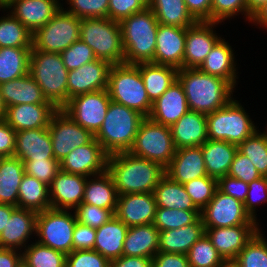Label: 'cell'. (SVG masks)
I'll return each mask as SVG.
<instances>
[{
    "instance_id": "cell-9",
    "label": "cell",
    "mask_w": 267,
    "mask_h": 267,
    "mask_svg": "<svg viewBox=\"0 0 267 267\" xmlns=\"http://www.w3.org/2000/svg\"><path fill=\"white\" fill-rule=\"evenodd\" d=\"M175 152L171 128L145 117L139 126L129 153L157 162L166 168Z\"/></svg>"
},
{
    "instance_id": "cell-17",
    "label": "cell",
    "mask_w": 267,
    "mask_h": 267,
    "mask_svg": "<svg viewBox=\"0 0 267 267\" xmlns=\"http://www.w3.org/2000/svg\"><path fill=\"white\" fill-rule=\"evenodd\" d=\"M111 66L107 61L96 59L68 71L67 103L74 96L107 89Z\"/></svg>"
},
{
    "instance_id": "cell-21",
    "label": "cell",
    "mask_w": 267,
    "mask_h": 267,
    "mask_svg": "<svg viewBox=\"0 0 267 267\" xmlns=\"http://www.w3.org/2000/svg\"><path fill=\"white\" fill-rule=\"evenodd\" d=\"M185 41L186 28L159 24L152 63L183 68Z\"/></svg>"
},
{
    "instance_id": "cell-16",
    "label": "cell",
    "mask_w": 267,
    "mask_h": 267,
    "mask_svg": "<svg viewBox=\"0 0 267 267\" xmlns=\"http://www.w3.org/2000/svg\"><path fill=\"white\" fill-rule=\"evenodd\" d=\"M258 224L205 228V234L226 262H233L245 245L259 231Z\"/></svg>"
},
{
    "instance_id": "cell-26",
    "label": "cell",
    "mask_w": 267,
    "mask_h": 267,
    "mask_svg": "<svg viewBox=\"0 0 267 267\" xmlns=\"http://www.w3.org/2000/svg\"><path fill=\"white\" fill-rule=\"evenodd\" d=\"M37 214L33 210L16 208L0 233V248L19 249L20 251L23 246L26 248L27 240L32 234H36Z\"/></svg>"
},
{
    "instance_id": "cell-13",
    "label": "cell",
    "mask_w": 267,
    "mask_h": 267,
    "mask_svg": "<svg viewBox=\"0 0 267 267\" xmlns=\"http://www.w3.org/2000/svg\"><path fill=\"white\" fill-rule=\"evenodd\" d=\"M48 130L52 139L54 158L61 162L73 149L90 143L95 135L77 124L62 109L51 117Z\"/></svg>"
},
{
    "instance_id": "cell-29",
    "label": "cell",
    "mask_w": 267,
    "mask_h": 267,
    "mask_svg": "<svg viewBox=\"0 0 267 267\" xmlns=\"http://www.w3.org/2000/svg\"><path fill=\"white\" fill-rule=\"evenodd\" d=\"M0 92L6 108L17 104H52L29 73L0 84Z\"/></svg>"
},
{
    "instance_id": "cell-1",
    "label": "cell",
    "mask_w": 267,
    "mask_h": 267,
    "mask_svg": "<svg viewBox=\"0 0 267 267\" xmlns=\"http://www.w3.org/2000/svg\"><path fill=\"white\" fill-rule=\"evenodd\" d=\"M107 172L118 195H123L153 192L165 175V168L129 152H119L108 156Z\"/></svg>"
},
{
    "instance_id": "cell-7",
    "label": "cell",
    "mask_w": 267,
    "mask_h": 267,
    "mask_svg": "<svg viewBox=\"0 0 267 267\" xmlns=\"http://www.w3.org/2000/svg\"><path fill=\"white\" fill-rule=\"evenodd\" d=\"M80 39L93 51L96 59L112 65L124 63V48L119 22L106 18H83Z\"/></svg>"
},
{
    "instance_id": "cell-65",
    "label": "cell",
    "mask_w": 267,
    "mask_h": 267,
    "mask_svg": "<svg viewBox=\"0 0 267 267\" xmlns=\"http://www.w3.org/2000/svg\"><path fill=\"white\" fill-rule=\"evenodd\" d=\"M16 208L17 206L0 204V233L4 230L7 220Z\"/></svg>"
},
{
    "instance_id": "cell-48",
    "label": "cell",
    "mask_w": 267,
    "mask_h": 267,
    "mask_svg": "<svg viewBox=\"0 0 267 267\" xmlns=\"http://www.w3.org/2000/svg\"><path fill=\"white\" fill-rule=\"evenodd\" d=\"M192 202L201 211L214 197L218 180L210 176L193 179L183 184Z\"/></svg>"
},
{
    "instance_id": "cell-20",
    "label": "cell",
    "mask_w": 267,
    "mask_h": 267,
    "mask_svg": "<svg viewBox=\"0 0 267 267\" xmlns=\"http://www.w3.org/2000/svg\"><path fill=\"white\" fill-rule=\"evenodd\" d=\"M157 204L153 192L118 195L114 215L126 226L146 225L154 222Z\"/></svg>"
},
{
    "instance_id": "cell-40",
    "label": "cell",
    "mask_w": 267,
    "mask_h": 267,
    "mask_svg": "<svg viewBox=\"0 0 267 267\" xmlns=\"http://www.w3.org/2000/svg\"><path fill=\"white\" fill-rule=\"evenodd\" d=\"M148 7L162 25L188 28L197 22L189 13L184 0H151Z\"/></svg>"
},
{
    "instance_id": "cell-15",
    "label": "cell",
    "mask_w": 267,
    "mask_h": 267,
    "mask_svg": "<svg viewBox=\"0 0 267 267\" xmlns=\"http://www.w3.org/2000/svg\"><path fill=\"white\" fill-rule=\"evenodd\" d=\"M108 154L94 138L90 143L73 149L61 162L60 170L85 177L107 171Z\"/></svg>"
},
{
    "instance_id": "cell-51",
    "label": "cell",
    "mask_w": 267,
    "mask_h": 267,
    "mask_svg": "<svg viewBox=\"0 0 267 267\" xmlns=\"http://www.w3.org/2000/svg\"><path fill=\"white\" fill-rule=\"evenodd\" d=\"M60 55L68 71L96 60L94 51L81 39L62 51Z\"/></svg>"
},
{
    "instance_id": "cell-31",
    "label": "cell",
    "mask_w": 267,
    "mask_h": 267,
    "mask_svg": "<svg viewBox=\"0 0 267 267\" xmlns=\"http://www.w3.org/2000/svg\"><path fill=\"white\" fill-rule=\"evenodd\" d=\"M198 69L203 73L225 79L234 87L237 84L235 56L231 46L225 39L221 38L214 45Z\"/></svg>"
},
{
    "instance_id": "cell-41",
    "label": "cell",
    "mask_w": 267,
    "mask_h": 267,
    "mask_svg": "<svg viewBox=\"0 0 267 267\" xmlns=\"http://www.w3.org/2000/svg\"><path fill=\"white\" fill-rule=\"evenodd\" d=\"M33 47L0 48V84L29 73V58Z\"/></svg>"
},
{
    "instance_id": "cell-39",
    "label": "cell",
    "mask_w": 267,
    "mask_h": 267,
    "mask_svg": "<svg viewBox=\"0 0 267 267\" xmlns=\"http://www.w3.org/2000/svg\"><path fill=\"white\" fill-rule=\"evenodd\" d=\"M17 208L37 213L51 208L49 186L35 177L24 174L18 189Z\"/></svg>"
},
{
    "instance_id": "cell-6",
    "label": "cell",
    "mask_w": 267,
    "mask_h": 267,
    "mask_svg": "<svg viewBox=\"0 0 267 267\" xmlns=\"http://www.w3.org/2000/svg\"><path fill=\"white\" fill-rule=\"evenodd\" d=\"M107 89L112 101L149 116L152 103L140 74V63L112 65Z\"/></svg>"
},
{
    "instance_id": "cell-66",
    "label": "cell",
    "mask_w": 267,
    "mask_h": 267,
    "mask_svg": "<svg viewBox=\"0 0 267 267\" xmlns=\"http://www.w3.org/2000/svg\"><path fill=\"white\" fill-rule=\"evenodd\" d=\"M251 22L260 25V27H267V3L253 15Z\"/></svg>"
},
{
    "instance_id": "cell-68",
    "label": "cell",
    "mask_w": 267,
    "mask_h": 267,
    "mask_svg": "<svg viewBox=\"0 0 267 267\" xmlns=\"http://www.w3.org/2000/svg\"><path fill=\"white\" fill-rule=\"evenodd\" d=\"M5 113H6V107L2 101L0 92V120H3L5 118Z\"/></svg>"
},
{
    "instance_id": "cell-10",
    "label": "cell",
    "mask_w": 267,
    "mask_h": 267,
    "mask_svg": "<svg viewBox=\"0 0 267 267\" xmlns=\"http://www.w3.org/2000/svg\"><path fill=\"white\" fill-rule=\"evenodd\" d=\"M77 218L68 210L49 208L36 217L38 243L60 251L66 255L73 251V230Z\"/></svg>"
},
{
    "instance_id": "cell-4",
    "label": "cell",
    "mask_w": 267,
    "mask_h": 267,
    "mask_svg": "<svg viewBox=\"0 0 267 267\" xmlns=\"http://www.w3.org/2000/svg\"><path fill=\"white\" fill-rule=\"evenodd\" d=\"M144 119L138 111L111 100L95 139L108 155L129 152Z\"/></svg>"
},
{
    "instance_id": "cell-11",
    "label": "cell",
    "mask_w": 267,
    "mask_h": 267,
    "mask_svg": "<svg viewBox=\"0 0 267 267\" xmlns=\"http://www.w3.org/2000/svg\"><path fill=\"white\" fill-rule=\"evenodd\" d=\"M81 19L62 7L33 34V47L50 53H61L80 39Z\"/></svg>"
},
{
    "instance_id": "cell-57",
    "label": "cell",
    "mask_w": 267,
    "mask_h": 267,
    "mask_svg": "<svg viewBox=\"0 0 267 267\" xmlns=\"http://www.w3.org/2000/svg\"><path fill=\"white\" fill-rule=\"evenodd\" d=\"M227 175L246 183H250L262 177L251 161L239 151L236 152Z\"/></svg>"
},
{
    "instance_id": "cell-70",
    "label": "cell",
    "mask_w": 267,
    "mask_h": 267,
    "mask_svg": "<svg viewBox=\"0 0 267 267\" xmlns=\"http://www.w3.org/2000/svg\"><path fill=\"white\" fill-rule=\"evenodd\" d=\"M260 134L265 138L266 142H267V130L263 131V133H261V131H259Z\"/></svg>"
},
{
    "instance_id": "cell-73",
    "label": "cell",
    "mask_w": 267,
    "mask_h": 267,
    "mask_svg": "<svg viewBox=\"0 0 267 267\" xmlns=\"http://www.w3.org/2000/svg\"><path fill=\"white\" fill-rule=\"evenodd\" d=\"M19 267H26V266L23 263H21Z\"/></svg>"
},
{
    "instance_id": "cell-42",
    "label": "cell",
    "mask_w": 267,
    "mask_h": 267,
    "mask_svg": "<svg viewBox=\"0 0 267 267\" xmlns=\"http://www.w3.org/2000/svg\"><path fill=\"white\" fill-rule=\"evenodd\" d=\"M33 47V34L11 13L0 17V48Z\"/></svg>"
},
{
    "instance_id": "cell-61",
    "label": "cell",
    "mask_w": 267,
    "mask_h": 267,
    "mask_svg": "<svg viewBox=\"0 0 267 267\" xmlns=\"http://www.w3.org/2000/svg\"><path fill=\"white\" fill-rule=\"evenodd\" d=\"M152 267H189V262L185 254L157 252Z\"/></svg>"
},
{
    "instance_id": "cell-49",
    "label": "cell",
    "mask_w": 267,
    "mask_h": 267,
    "mask_svg": "<svg viewBox=\"0 0 267 267\" xmlns=\"http://www.w3.org/2000/svg\"><path fill=\"white\" fill-rule=\"evenodd\" d=\"M237 13L245 14L249 22L252 20V15L248 12L247 0H213L210 10V21L222 23L226 20L238 15Z\"/></svg>"
},
{
    "instance_id": "cell-47",
    "label": "cell",
    "mask_w": 267,
    "mask_h": 267,
    "mask_svg": "<svg viewBox=\"0 0 267 267\" xmlns=\"http://www.w3.org/2000/svg\"><path fill=\"white\" fill-rule=\"evenodd\" d=\"M237 147L238 151L251 161L261 176L267 177V142L259 130Z\"/></svg>"
},
{
    "instance_id": "cell-8",
    "label": "cell",
    "mask_w": 267,
    "mask_h": 267,
    "mask_svg": "<svg viewBox=\"0 0 267 267\" xmlns=\"http://www.w3.org/2000/svg\"><path fill=\"white\" fill-rule=\"evenodd\" d=\"M208 139L241 144L257 127L237 100L206 114Z\"/></svg>"
},
{
    "instance_id": "cell-58",
    "label": "cell",
    "mask_w": 267,
    "mask_h": 267,
    "mask_svg": "<svg viewBox=\"0 0 267 267\" xmlns=\"http://www.w3.org/2000/svg\"><path fill=\"white\" fill-rule=\"evenodd\" d=\"M218 189L244 204L248 192V183L226 175L218 180Z\"/></svg>"
},
{
    "instance_id": "cell-50",
    "label": "cell",
    "mask_w": 267,
    "mask_h": 267,
    "mask_svg": "<svg viewBox=\"0 0 267 267\" xmlns=\"http://www.w3.org/2000/svg\"><path fill=\"white\" fill-rule=\"evenodd\" d=\"M67 2L70 8L65 11L77 18L108 17L109 0H67Z\"/></svg>"
},
{
    "instance_id": "cell-60",
    "label": "cell",
    "mask_w": 267,
    "mask_h": 267,
    "mask_svg": "<svg viewBox=\"0 0 267 267\" xmlns=\"http://www.w3.org/2000/svg\"><path fill=\"white\" fill-rule=\"evenodd\" d=\"M16 147V131L7 122L0 120V154L3 157H13Z\"/></svg>"
},
{
    "instance_id": "cell-46",
    "label": "cell",
    "mask_w": 267,
    "mask_h": 267,
    "mask_svg": "<svg viewBox=\"0 0 267 267\" xmlns=\"http://www.w3.org/2000/svg\"><path fill=\"white\" fill-rule=\"evenodd\" d=\"M259 230L232 262L236 267H267V241Z\"/></svg>"
},
{
    "instance_id": "cell-69",
    "label": "cell",
    "mask_w": 267,
    "mask_h": 267,
    "mask_svg": "<svg viewBox=\"0 0 267 267\" xmlns=\"http://www.w3.org/2000/svg\"><path fill=\"white\" fill-rule=\"evenodd\" d=\"M222 267H236L232 262H227L224 266Z\"/></svg>"
},
{
    "instance_id": "cell-63",
    "label": "cell",
    "mask_w": 267,
    "mask_h": 267,
    "mask_svg": "<svg viewBox=\"0 0 267 267\" xmlns=\"http://www.w3.org/2000/svg\"><path fill=\"white\" fill-rule=\"evenodd\" d=\"M110 267H152V258L122 255L112 260Z\"/></svg>"
},
{
    "instance_id": "cell-56",
    "label": "cell",
    "mask_w": 267,
    "mask_h": 267,
    "mask_svg": "<svg viewBox=\"0 0 267 267\" xmlns=\"http://www.w3.org/2000/svg\"><path fill=\"white\" fill-rule=\"evenodd\" d=\"M147 7L142 0H109L108 18L120 23L133 13L141 12Z\"/></svg>"
},
{
    "instance_id": "cell-74",
    "label": "cell",
    "mask_w": 267,
    "mask_h": 267,
    "mask_svg": "<svg viewBox=\"0 0 267 267\" xmlns=\"http://www.w3.org/2000/svg\"><path fill=\"white\" fill-rule=\"evenodd\" d=\"M4 157L0 154V162H1V160L3 159Z\"/></svg>"
},
{
    "instance_id": "cell-3",
    "label": "cell",
    "mask_w": 267,
    "mask_h": 267,
    "mask_svg": "<svg viewBox=\"0 0 267 267\" xmlns=\"http://www.w3.org/2000/svg\"><path fill=\"white\" fill-rule=\"evenodd\" d=\"M158 25L149 7L120 22L125 64L153 61Z\"/></svg>"
},
{
    "instance_id": "cell-45",
    "label": "cell",
    "mask_w": 267,
    "mask_h": 267,
    "mask_svg": "<svg viewBox=\"0 0 267 267\" xmlns=\"http://www.w3.org/2000/svg\"><path fill=\"white\" fill-rule=\"evenodd\" d=\"M200 216V210L157 207L153 225L159 231L178 229L194 223Z\"/></svg>"
},
{
    "instance_id": "cell-33",
    "label": "cell",
    "mask_w": 267,
    "mask_h": 267,
    "mask_svg": "<svg viewBox=\"0 0 267 267\" xmlns=\"http://www.w3.org/2000/svg\"><path fill=\"white\" fill-rule=\"evenodd\" d=\"M208 176L219 180L228 174L238 147L235 144L208 139L201 145Z\"/></svg>"
},
{
    "instance_id": "cell-52",
    "label": "cell",
    "mask_w": 267,
    "mask_h": 267,
    "mask_svg": "<svg viewBox=\"0 0 267 267\" xmlns=\"http://www.w3.org/2000/svg\"><path fill=\"white\" fill-rule=\"evenodd\" d=\"M23 163L25 174L35 177L48 186L60 171V162L56 159L32 160Z\"/></svg>"
},
{
    "instance_id": "cell-32",
    "label": "cell",
    "mask_w": 267,
    "mask_h": 267,
    "mask_svg": "<svg viewBox=\"0 0 267 267\" xmlns=\"http://www.w3.org/2000/svg\"><path fill=\"white\" fill-rule=\"evenodd\" d=\"M205 234L201 216L192 224L159 232L158 252L187 254L192 245Z\"/></svg>"
},
{
    "instance_id": "cell-5",
    "label": "cell",
    "mask_w": 267,
    "mask_h": 267,
    "mask_svg": "<svg viewBox=\"0 0 267 267\" xmlns=\"http://www.w3.org/2000/svg\"><path fill=\"white\" fill-rule=\"evenodd\" d=\"M29 74L42 90L47 101L57 109L67 104L68 70L59 53L31 49Z\"/></svg>"
},
{
    "instance_id": "cell-23",
    "label": "cell",
    "mask_w": 267,
    "mask_h": 267,
    "mask_svg": "<svg viewBox=\"0 0 267 267\" xmlns=\"http://www.w3.org/2000/svg\"><path fill=\"white\" fill-rule=\"evenodd\" d=\"M57 110L53 104H17L6 108L4 120L16 132L47 128Z\"/></svg>"
},
{
    "instance_id": "cell-24",
    "label": "cell",
    "mask_w": 267,
    "mask_h": 267,
    "mask_svg": "<svg viewBox=\"0 0 267 267\" xmlns=\"http://www.w3.org/2000/svg\"><path fill=\"white\" fill-rule=\"evenodd\" d=\"M165 175L180 184L208 176L201 146L176 149L172 161L165 168Z\"/></svg>"
},
{
    "instance_id": "cell-53",
    "label": "cell",
    "mask_w": 267,
    "mask_h": 267,
    "mask_svg": "<svg viewBox=\"0 0 267 267\" xmlns=\"http://www.w3.org/2000/svg\"><path fill=\"white\" fill-rule=\"evenodd\" d=\"M114 213L112 210L91 204H80L75 209L77 221L92 228H98L108 222L114 216Z\"/></svg>"
},
{
    "instance_id": "cell-64",
    "label": "cell",
    "mask_w": 267,
    "mask_h": 267,
    "mask_svg": "<svg viewBox=\"0 0 267 267\" xmlns=\"http://www.w3.org/2000/svg\"><path fill=\"white\" fill-rule=\"evenodd\" d=\"M17 251V252H16ZM22 263V251L0 248V267H19Z\"/></svg>"
},
{
    "instance_id": "cell-54",
    "label": "cell",
    "mask_w": 267,
    "mask_h": 267,
    "mask_svg": "<svg viewBox=\"0 0 267 267\" xmlns=\"http://www.w3.org/2000/svg\"><path fill=\"white\" fill-rule=\"evenodd\" d=\"M66 267H110V261L95 250H73L66 257Z\"/></svg>"
},
{
    "instance_id": "cell-36",
    "label": "cell",
    "mask_w": 267,
    "mask_h": 267,
    "mask_svg": "<svg viewBox=\"0 0 267 267\" xmlns=\"http://www.w3.org/2000/svg\"><path fill=\"white\" fill-rule=\"evenodd\" d=\"M177 72V68L169 65L140 63V74L151 103L162 96L177 80Z\"/></svg>"
},
{
    "instance_id": "cell-19",
    "label": "cell",
    "mask_w": 267,
    "mask_h": 267,
    "mask_svg": "<svg viewBox=\"0 0 267 267\" xmlns=\"http://www.w3.org/2000/svg\"><path fill=\"white\" fill-rule=\"evenodd\" d=\"M59 2V0H8L0 8L8 9L34 34L60 10L62 5Z\"/></svg>"
},
{
    "instance_id": "cell-59",
    "label": "cell",
    "mask_w": 267,
    "mask_h": 267,
    "mask_svg": "<svg viewBox=\"0 0 267 267\" xmlns=\"http://www.w3.org/2000/svg\"><path fill=\"white\" fill-rule=\"evenodd\" d=\"M96 228L76 222L73 230V250H93Z\"/></svg>"
},
{
    "instance_id": "cell-67",
    "label": "cell",
    "mask_w": 267,
    "mask_h": 267,
    "mask_svg": "<svg viewBox=\"0 0 267 267\" xmlns=\"http://www.w3.org/2000/svg\"><path fill=\"white\" fill-rule=\"evenodd\" d=\"M266 3L267 0H247L248 12L253 16Z\"/></svg>"
},
{
    "instance_id": "cell-30",
    "label": "cell",
    "mask_w": 267,
    "mask_h": 267,
    "mask_svg": "<svg viewBox=\"0 0 267 267\" xmlns=\"http://www.w3.org/2000/svg\"><path fill=\"white\" fill-rule=\"evenodd\" d=\"M128 228L114 215L108 222L96 228L93 250L110 262L121 257Z\"/></svg>"
},
{
    "instance_id": "cell-35",
    "label": "cell",
    "mask_w": 267,
    "mask_h": 267,
    "mask_svg": "<svg viewBox=\"0 0 267 267\" xmlns=\"http://www.w3.org/2000/svg\"><path fill=\"white\" fill-rule=\"evenodd\" d=\"M84 188L81 204H91L100 208L116 211L118 193L111 175L106 171L89 179Z\"/></svg>"
},
{
    "instance_id": "cell-12",
    "label": "cell",
    "mask_w": 267,
    "mask_h": 267,
    "mask_svg": "<svg viewBox=\"0 0 267 267\" xmlns=\"http://www.w3.org/2000/svg\"><path fill=\"white\" fill-rule=\"evenodd\" d=\"M110 102L108 89H102L72 97L62 110L95 135L103 124Z\"/></svg>"
},
{
    "instance_id": "cell-71",
    "label": "cell",
    "mask_w": 267,
    "mask_h": 267,
    "mask_svg": "<svg viewBox=\"0 0 267 267\" xmlns=\"http://www.w3.org/2000/svg\"><path fill=\"white\" fill-rule=\"evenodd\" d=\"M8 0H0V6H3Z\"/></svg>"
},
{
    "instance_id": "cell-37",
    "label": "cell",
    "mask_w": 267,
    "mask_h": 267,
    "mask_svg": "<svg viewBox=\"0 0 267 267\" xmlns=\"http://www.w3.org/2000/svg\"><path fill=\"white\" fill-rule=\"evenodd\" d=\"M25 174L24 163L16 157L0 162V204L17 206L18 189Z\"/></svg>"
},
{
    "instance_id": "cell-28",
    "label": "cell",
    "mask_w": 267,
    "mask_h": 267,
    "mask_svg": "<svg viewBox=\"0 0 267 267\" xmlns=\"http://www.w3.org/2000/svg\"><path fill=\"white\" fill-rule=\"evenodd\" d=\"M176 149L201 146L208 140L206 114L188 111L171 127Z\"/></svg>"
},
{
    "instance_id": "cell-44",
    "label": "cell",
    "mask_w": 267,
    "mask_h": 267,
    "mask_svg": "<svg viewBox=\"0 0 267 267\" xmlns=\"http://www.w3.org/2000/svg\"><path fill=\"white\" fill-rule=\"evenodd\" d=\"M189 267H222L227 262L204 234L186 254Z\"/></svg>"
},
{
    "instance_id": "cell-72",
    "label": "cell",
    "mask_w": 267,
    "mask_h": 267,
    "mask_svg": "<svg viewBox=\"0 0 267 267\" xmlns=\"http://www.w3.org/2000/svg\"><path fill=\"white\" fill-rule=\"evenodd\" d=\"M147 6L150 4L151 0H142Z\"/></svg>"
},
{
    "instance_id": "cell-18",
    "label": "cell",
    "mask_w": 267,
    "mask_h": 267,
    "mask_svg": "<svg viewBox=\"0 0 267 267\" xmlns=\"http://www.w3.org/2000/svg\"><path fill=\"white\" fill-rule=\"evenodd\" d=\"M218 23L197 21L186 28L183 68H199L214 45L221 39L213 28ZM213 27V28H212Z\"/></svg>"
},
{
    "instance_id": "cell-43",
    "label": "cell",
    "mask_w": 267,
    "mask_h": 267,
    "mask_svg": "<svg viewBox=\"0 0 267 267\" xmlns=\"http://www.w3.org/2000/svg\"><path fill=\"white\" fill-rule=\"evenodd\" d=\"M66 257V254L36 241L22 252V263L26 267H66Z\"/></svg>"
},
{
    "instance_id": "cell-38",
    "label": "cell",
    "mask_w": 267,
    "mask_h": 267,
    "mask_svg": "<svg viewBox=\"0 0 267 267\" xmlns=\"http://www.w3.org/2000/svg\"><path fill=\"white\" fill-rule=\"evenodd\" d=\"M157 207L178 210H199L192 202L183 184L164 175L153 191Z\"/></svg>"
},
{
    "instance_id": "cell-27",
    "label": "cell",
    "mask_w": 267,
    "mask_h": 267,
    "mask_svg": "<svg viewBox=\"0 0 267 267\" xmlns=\"http://www.w3.org/2000/svg\"><path fill=\"white\" fill-rule=\"evenodd\" d=\"M14 157L22 162L55 159L48 127L17 131Z\"/></svg>"
},
{
    "instance_id": "cell-14",
    "label": "cell",
    "mask_w": 267,
    "mask_h": 267,
    "mask_svg": "<svg viewBox=\"0 0 267 267\" xmlns=\"http://www.w3.org/2000/svg\"><path fill=\"white\" fill-rule=\"evenodd\" d=\"M205 228L233 227L258 224L244 209V204L232 196L216 190L212 200L201 210Z\"/></svg>"
},
{
    "instance_id": "cell-62",
    "label": "cell",
    "mask_w": 267,
    "mask_h": 267,
    "mask_svg": "<svg viewBox=\"0 0 267 267\" xmlns=\"http://www.w3.org/2000/svg\"><path fill=\"white\" fill-rule=\"evenodd\" d=\"M213 0H184L189 13L196 21H210Z\"/></svg>"
},
{
    "instance_id": "cell-55",
    "label": "cell",
    "mask_w": 267,
    "mask_h": 267,
    "mask_svg": "<svg viewBox=\"0 0 267 267\" xmlns=\"http://www.w3.org/2000/svg\"><path fill=\"white\" fill-rule=\"evenodd\" d=\"M265 201H267V177L262 176L261 178L248 183V192L246 195V201L244 202V209L246 213L254 221H257L255 214L256 206Z\"/></svg>"
},
{
    "instance_id": "cell-25",
    "label": "cell",
    "mask_w": 267,
    "mask_h": 267,
    "mask_svg": "<svg viewBox=\"0 0 267 267\" xmlns=\"http://www.w3.org/2000/svg\"><path fill=\"white\" fill-rule=\"evenodd\" d=\"M189 111L182 85L176 80L167 91L152 103L148 116L152 121L171 127Z\"/></svg>"
},
{
    "instance_id": "cell-2",
    "label": "cell",
    "mask_w": 267,
    "mask_h": 267,
    "mask_svg": "<svg viewBox=\"0 0 267 267\" xmlns=\"http://www.w3.org/2000/svg\"><path fill=\"white\" fill-rule=\"evenodd\" d=\"M177 80L183 87L189 110L204 114L228 104L235 89L225 79L203 73L198 68L178 69Z\"/></svg>"
},
{
    "instance_id": "cell-22",
    "label": "cell",
    "mask_w": 267,
    "mask_h": 267,
    "mask_svg": "<svg viewBox=\"0 0 267 267\" xmlns=\"http://www.w3.org/2000/svg\"><path fill=\"white\" fill-rule=\"evenodd\" d=\"M86 181L85 176L60 170L49 185L51 208L75 210L82 203Z\"/></svg>"
},
{
    "instance_id": "cell-34",
    "label": "cell",
    "mask_w": 267,
    "mask_h": 267,
    "mask_svg": "<svg viewBox=\"0 0 267 267\" xmlns=\"http://www.w3.org/2000/svg\"><path fill=\"white\" fill-rule=\"evenodd\" d=\"M159 232L153 223L129 227L122 255L153 258L158 252Z\"/></svg>"
}]
</instances>
